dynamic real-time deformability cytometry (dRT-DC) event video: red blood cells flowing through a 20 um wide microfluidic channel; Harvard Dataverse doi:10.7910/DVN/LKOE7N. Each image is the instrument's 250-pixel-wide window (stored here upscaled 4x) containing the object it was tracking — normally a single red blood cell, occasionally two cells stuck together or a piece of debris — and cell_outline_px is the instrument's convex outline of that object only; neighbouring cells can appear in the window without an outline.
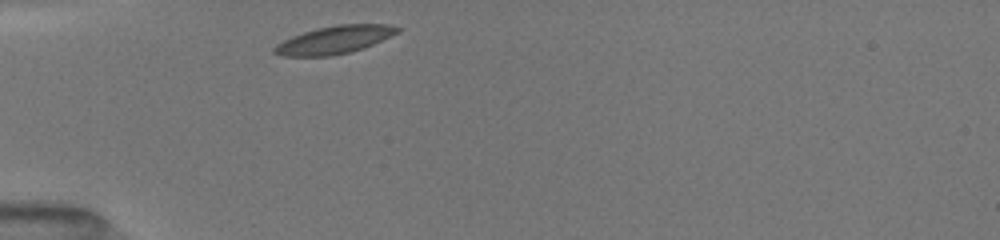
{"species": "common noctule bat (a hibernating species)", "species_latin": "Nyctalus noctula", "temperature_condition": "room temperature", "stored_images_in_passage": 26, "camera_frame_rate_fps": 3000, "um_per_image_px": 0.085, "animal": {"sex": "female", "body_mass_g": 19.5, "forearm_length_mm": 54.1}, "frame": {"image": 1, "passage_image": 1, "time_ms": 0.0, "image_size_px": [1000, 240], "cell_outline_px": [[400, 32], [364, 48], [352, 52], [332, 56], [280, 56], [272, 52], [272, 48], [276, 44], [292, 36], [316, 28], [336, 24], [388, 24], [400, 28]], "centroid_in_image_um": [28.42, 3.39], "position_along_channel_um": 56.6, "area_um2": 20.17}}
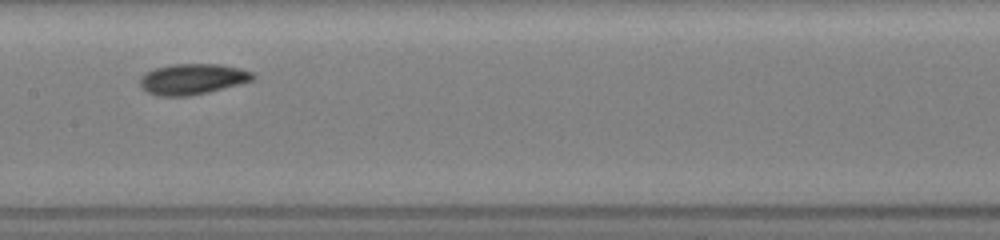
{"frame": {"image": 2, "passage_image": 10, "time_ms": 3.667, "image_size_px": [1000, 240], "cell_outline_px": [[256, 76], [252, 80], [240, 84], [208, 92], [188, 96], [156, 96], [148, 92], [140, 84], [140, 76], [156, 68], [172, 64], [220, 64], [240, 68], [252, 72]], "centroid_in_image_um": [16.38, 6.72], "position_along_channel_um": 191.0, "area_um2": 20.11}}
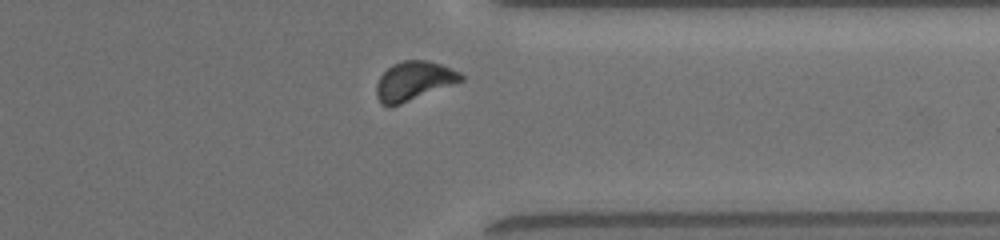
{"frame": {"image": 3, "passage_image": 23, "time_ms": 8.333, "image_size_px": [1000, 240], "cell_outline_px": [[464, 80], [400, 104], [388, 108], [380, 104], [376, 96], [376, 84], [380, 76], [392, 64], [404, 60], [428, 60], [440, 64], [460, 72], [464, 76]], "centroid_in_image_um": [35.14, 6.89], "position_along_channel_um": 376.3, "area_um2": 19.25}, "authors_computed_cell_mechanics": {"area_um2": 19.3052, "velocity_mm_per_s": 3.9933, "shape_relaxation_time_tau1_ms": 3.3936, "shape_relaxation_time_tau2_ms": 3.5537, "deformation_change_tau1": 0.093, "deformation_change_tau2": 0.0751}}